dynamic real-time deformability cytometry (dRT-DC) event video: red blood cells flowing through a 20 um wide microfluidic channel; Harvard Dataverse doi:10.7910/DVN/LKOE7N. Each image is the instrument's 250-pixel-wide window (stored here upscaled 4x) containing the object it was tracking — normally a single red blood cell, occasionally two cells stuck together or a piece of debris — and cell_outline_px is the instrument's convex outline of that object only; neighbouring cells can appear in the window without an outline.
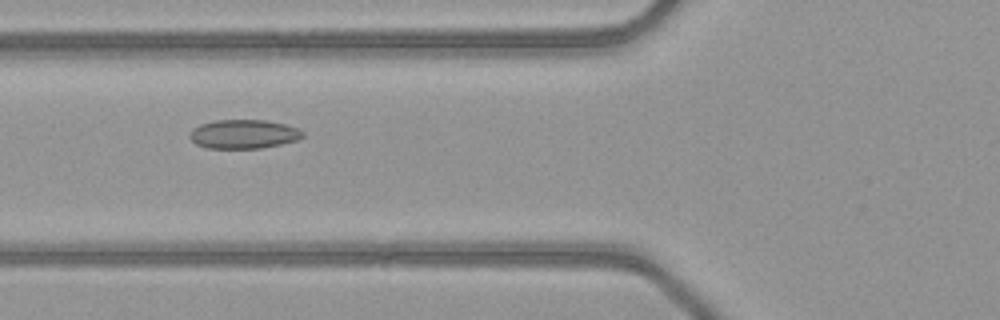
{"species": "common noctule bat (a hibernating species)", "species_latin": "Nyctalus noctula", "temperature_condition": "warm", "stored_images_in_passage": 51, "camera_frame_rate_fps": 3000, "um_per_image_px": 0.085, "animal": {"sex": "female", "body_mass_g": 21.9}, "frame": {"image": 1, "passage_image": 20, "time_ms": 6.333, "image_size_px": [1000, 320], "cell_outline_px": [[304, 136], [296, 140], [280, 144], [260, 148], [208, 148], [196, 144], [188, 136], [188, 132], [192, 128], [200, 124], [216, 120], [264, 120], [284, 124], [300, 128], [304, 132]], "centroid_in_image_um": [20.69, 11.39], "position_along_channel_um": 105.1, "area_um2": 19.13}}
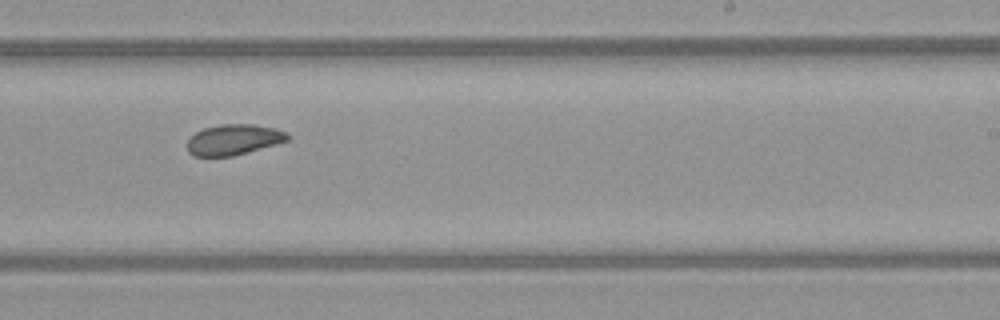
{"frame": {"image": 2, "passage_image": 32, "time_ms": 10.333, "image_size_px": [1000, 320], "cell_outline_px": [[288, 140], [276, 144], [232, 156], [192, 156], [188, 152], [188, 140], [196, 132], [204, 128], [220, 124], [256, 124], [276, 128], [284, 132], [288, 136]], "centroid_in_image_um": [19.84, 11.86], "position_along_channel_um": 269.2, "area_um2": 17.74}}
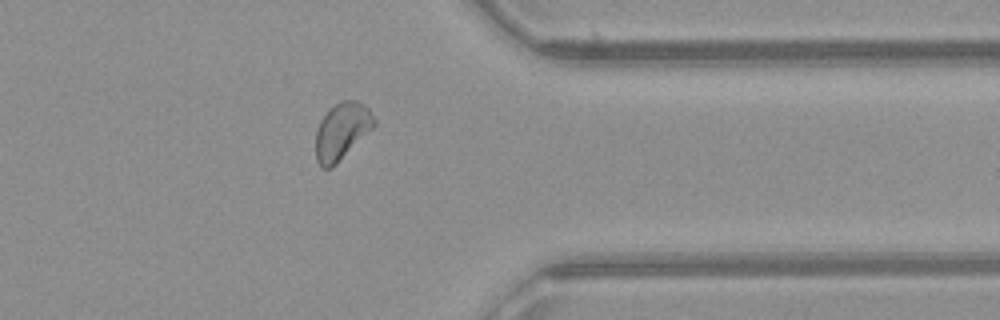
{"frame": {"image": 3, "passage_image": 41, "time_ms": 13.333, "image_size_px": [1000, 320], "cell_outline_px": [[376, 124], [332, 168], [320, 168], [316, 160], [316, 132], [320, 120], [340, 100], [356, 100], [364, 104], [368, 108], [376, 120]], "centroid_in_image_um": [29.05, 11.15], "position_along_channel_um": 382.4, "area_um2": 19.07}, "authors_computed_cell_mechanics": {"area_um2": 19.2474, "velocity_mm_per_s": 4.0867, "shape_relaxation_time_tau1_ms": null, "shape_relaxation_time_tau2_ms": 3.2476, "deformation_change_tau1": null, "deformation_change_tau2": 0.0756}}